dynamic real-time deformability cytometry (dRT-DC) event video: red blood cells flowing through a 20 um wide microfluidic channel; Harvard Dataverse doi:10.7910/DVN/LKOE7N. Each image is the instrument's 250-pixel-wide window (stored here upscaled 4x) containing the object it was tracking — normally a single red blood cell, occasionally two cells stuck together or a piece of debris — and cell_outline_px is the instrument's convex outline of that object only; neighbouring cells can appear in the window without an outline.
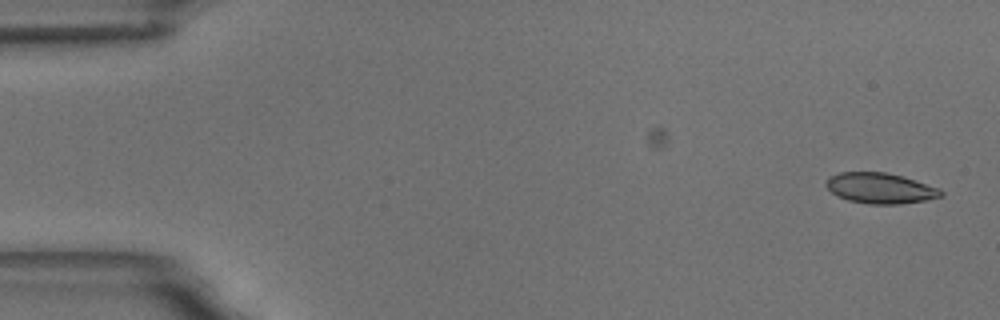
{"species": "common noctule bat (a hibernating species)", "species_latin": "Nyctalus noctula", "temperature_condition": "room temperature", "stored_images_in_passage": 52, "camera_frame_rate_fps": 3000, "um_per_image_px": 0.085, "animal": {"sex": "male", "body_mass_g": 18.8}, "frame": {"image": 1, "passage_image": 1, "time_ms": 0.0, "image_size_px": [1000, 320], "cell_outline_px": [[944, 196], [924, 200], [900, 204], [868, 204], [848, 200], [836, 196], [824, 184], [824, 180], [828, 176], [840, 172], [884, 172], [904, 176], [940, 188], [944, 192]], "centroid_in_image_um": [74.81, 15.99], "position_along_channel_um": 10.2, "area_um2": 20.75}}
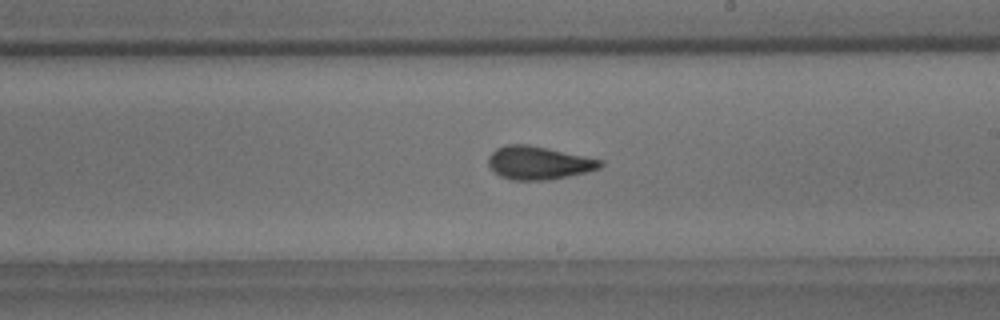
{"frame": {"image": 2, "passage_image": 32, "time_ms": 10.333, "image_size_px": [1000, 320], "cell_outline_px": [[604, 164], [600, 168], [568, 176], [548, 180], [512, 180], [500, 176], [488, 164], [488, 156], [496, 148], [504, 144], [528, 144], [548, 148], [604, 160]], "centroid_in_image_um": [45.78, 13.83], "position_along_channel_um": 243.2, "area_um2": 21.68}}
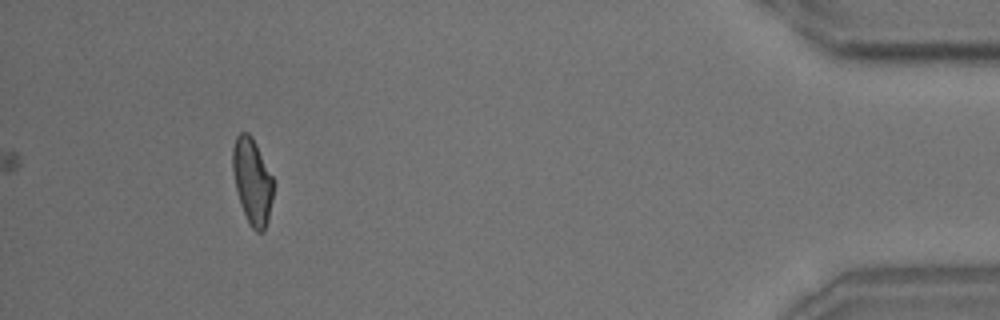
{"frame": {"image": 3, "passage_image": 52, "time_ms": 17.0, "image_size_px": [1000, 320], "cell_outline_px": [[276, 180], [268, 220], [264, 232], [256, 232], [252, 228], [240, 204], [236, 188], [232, 168], [232, 148], [236, 136], [240, 132], [248, 132], [252, 136]], "centroid_in_image_um": [21.47, 15.38], "position_along_channel_um": 413.7, "area_um2": 20.81}, "authors_computed_cell_mechanics": {"area_um2": 21.0103, "velocity_mm_per_s": 3.5098, "shape_relaxation_time_tau1_ms": 7.0057, "shape_relaxation_time_tau2_ms": 1.7222, "deformation_change_tau1": 0.1627, "deformation_change_tau2": 0.0793}}